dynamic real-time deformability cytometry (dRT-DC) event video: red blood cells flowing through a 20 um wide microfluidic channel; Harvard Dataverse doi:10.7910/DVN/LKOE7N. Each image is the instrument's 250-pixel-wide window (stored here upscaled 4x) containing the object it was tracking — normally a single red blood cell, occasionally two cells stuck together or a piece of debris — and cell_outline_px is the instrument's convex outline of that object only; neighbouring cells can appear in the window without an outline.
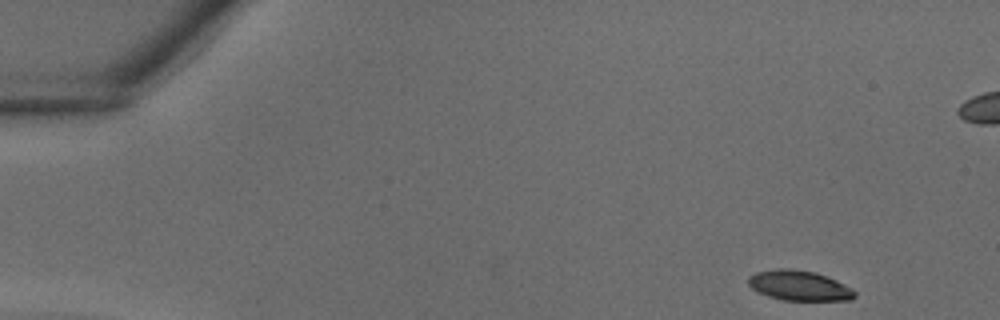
{"species": "common noctule bat (a hibernating species)", "species_latin": "Nyctalus noctula", "temperature_condition": "warm", "stored_images_in_passage": 37, "camera_frame_rate_fps": 3000, "um_per_image_px": 0.085, "animal": {"sex": "male", "body_mass_g": 18.8}, "frame": {"image": 1, "passage_image": 1, "time_ms": 0.0, "image_size_px": [1000, 320], "cell_outline_px": [[856, 296], [848, 300], [784, 300], [768, 296], [752, 288], [748, 284], [748, 276], [756, 272], [776, 268], [788, 268], [816, 272], [836, 280], [852, 288], [856, 292]], "centroid_in_image_um": [67.93, 24.26], "position_along_channel_um": 17.1, "area_um2": 18.61}}
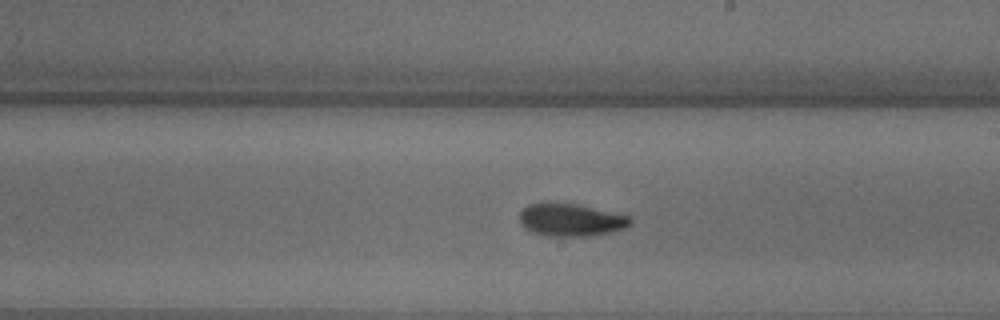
{"frame": {"image": 2, "passage_image": 20, "time_ms": 6.333, "image_size_px": [1000, 320], "cell_outline_px": [[632, 224], [624, 228], [612, 232], [592, 236], [548, 236], [532, 232], [524, 228], [520, 224], [520, 212], [528, 204], [572, 204], [592, 208], [628, 216], [632, 220]], "centroid_in_image_um": [48.51, 18.73], "position_along_channel_um": 240.5, "area_um2": 20.63}}
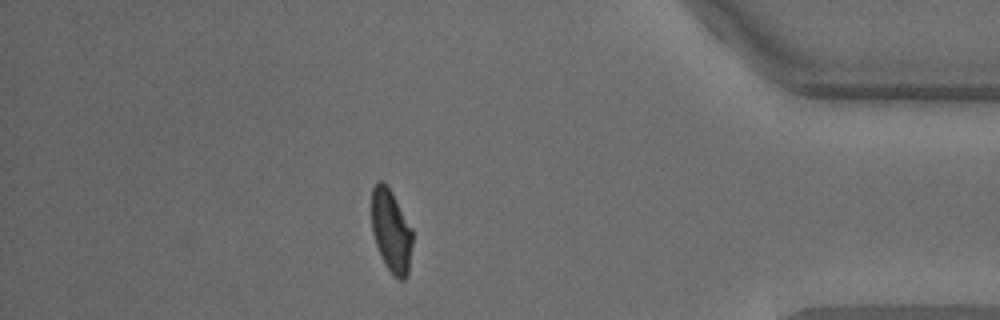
{"frame": {"image": 3, "passage_image": 31, "time_ms": 10.0, "image_size_px": [1000, 320], "cell_outline_px": [[412, 244], [408, 276], [404, 280], [400, 280], [392, 276], [384, 264], [376, 244], [372, 232], [372, 188], [380, 180], [392, 192], [412, 228]], "centroid_in_image_um": [33.26, 19.69], "position_along_channel_um": 401.9, "area_um2": 19.77}}